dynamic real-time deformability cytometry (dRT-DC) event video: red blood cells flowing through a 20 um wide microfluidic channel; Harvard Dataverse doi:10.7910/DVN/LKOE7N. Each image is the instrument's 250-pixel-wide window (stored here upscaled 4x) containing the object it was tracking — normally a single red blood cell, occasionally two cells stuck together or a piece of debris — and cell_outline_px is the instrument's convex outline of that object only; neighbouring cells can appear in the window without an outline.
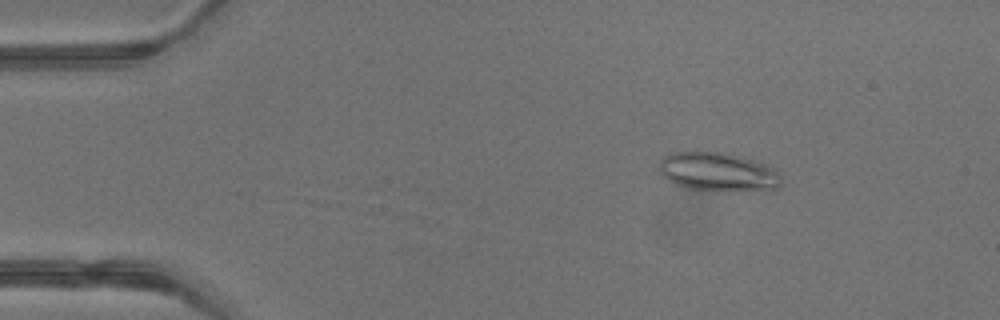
{"species": "common noctule bat (a hibernating species)", "species_latin": "Nyctalus noctula", "temperature_condition": "warm", "stored_images_in_passage": 43, "camera_frame_rate_fps": 3000, "um_per_image_px": 0.085, "animal": {"sex": "male", "body_mass_g": 13.3}, "frame": {"image": 1, "passage_image": 7, "time_ms": 2.0, "image_size_px": [1000, 320], "cell_outline_px": [[780, 184], [772, 192], [724, 192], [688, 188], [676, 184], [668, 180], [660, 172], [660, 160], [668, 152], [724, 152], [756, 160], [768, 164], [776, 168], [780, 176]], "centroid_in_image_um": [61.12, 14.64], "position_along_channel_um": 23.9, "area_um2": 28.5}}
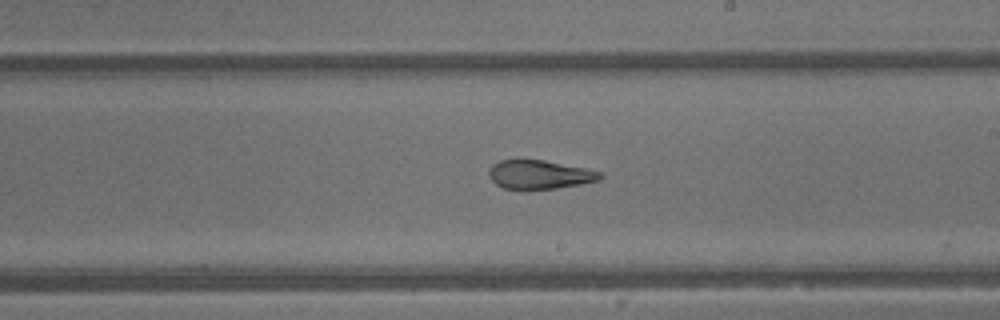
{"frame": {"image": 2, "passage_image": 25, "time_ms": 8.0, "image_size_px": [1000, 320], "cell_outline_px": [[604, 176], [600, 180], [580, 184], [556, 188], [504, 188], [496, 184], [488, 176], [488, 172], [492, 164], [500, 160], [516, 156], [544, 160], [584, 168], [600, 172]], "centroid_in_image_um": [45.8, 14.78], "position_along_channel_um": 243.2, "area_um2": 18.96}}
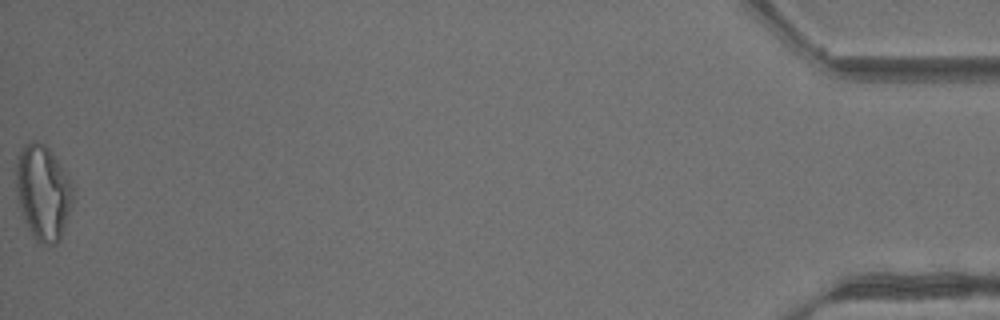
{"frame": {"image": 3, "passage_image": 43, "time_ms": 14.0, "image_size_px": [1000, 320], "cell_outline_px": [[72, 204], [60, 240], [56, 244], [44, 244], [32, 232], [24, 216], [16, 192], [16, 156], [24, 144], [32, 140], [36, 140], [44, 144], [48, 148], [68, 176], [72, 188]], "centroid_in_image_um": [3.65, 16.29], "position_along_channel_um": 431.6, "area_um2": 30.75}, "authors_computed_cell_mechanics": {"area_um2": 22.9466, "velocity_mm_per_s": 4.8874, "shape_relaxation_time_tau1_ms": 6.4084, "shape_relaxation_time_tau2_ms": 1.3235, "deformation_change_tau1": 0.2389, "deformation_change_tau2": 0.1085}}